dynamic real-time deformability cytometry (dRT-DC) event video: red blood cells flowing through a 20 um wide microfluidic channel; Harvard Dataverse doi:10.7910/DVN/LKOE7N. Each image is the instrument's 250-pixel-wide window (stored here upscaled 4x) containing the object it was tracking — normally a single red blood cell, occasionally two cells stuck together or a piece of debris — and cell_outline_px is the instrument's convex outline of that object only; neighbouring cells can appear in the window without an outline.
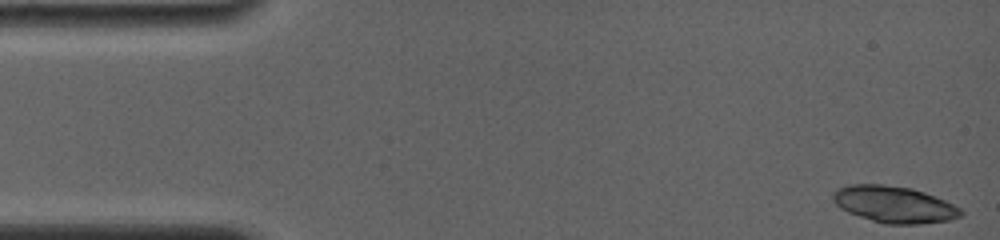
{"species": "common noctule bat (a hibernating species)", "species_latin": "Nyctalus noctula", "temperature_condition": "room temperature", "stored_images_in_passage": 11, "camera_frame_rate_fps": 4000, "um_per_image_px": 0.085, "animal": {"sex": "female", "body_mass_g": 19.0, "forearm_length_mm": 56.7}, "frame": {"image": 1, "passage_image": 1, "time_ms": 0.0, "image_size_px": [1000, 240], "cell_outline_px": [[964, 216], [948, 220], [920, 224], [884, 224], [848, 212], [840, 208], [832, 200], [832, 192], [836, 188], [848, 184], [884, 184], [912, 188], [924, 192], [944, 200], [960, 208], [964, 212]], "centroid_in_image_um": [75.98, 17.37], "position_along_channel_um": 9.0, "area_um2": 27.46}}
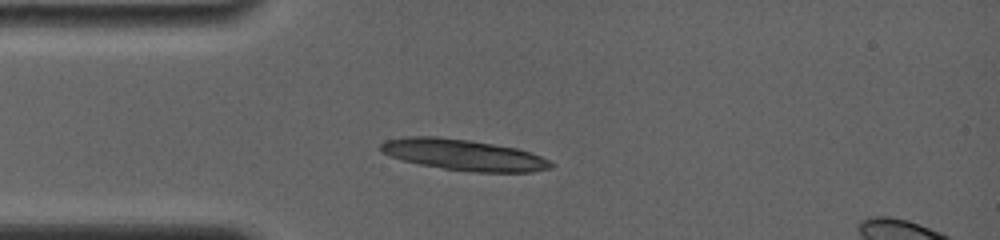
{"frame": {"image": 2, "passage_image": 11, "time_ms": 3.75, "image_size_px": [1000, 240], "cell_outline_px": [[552, 168], [532, 172], [472, 172], [444, 168], [420, 164], [404, 160], [380, 152], [380, 144], [384, 140], [404, 136], [436, 136], [468, 140], [516, 148], [540, 156], [548, 160], [552, 164]], "centroid_in_image_um": [39.36, 13.16], "position_along_channel_um": 45.6, "area_um2": 30.58}}